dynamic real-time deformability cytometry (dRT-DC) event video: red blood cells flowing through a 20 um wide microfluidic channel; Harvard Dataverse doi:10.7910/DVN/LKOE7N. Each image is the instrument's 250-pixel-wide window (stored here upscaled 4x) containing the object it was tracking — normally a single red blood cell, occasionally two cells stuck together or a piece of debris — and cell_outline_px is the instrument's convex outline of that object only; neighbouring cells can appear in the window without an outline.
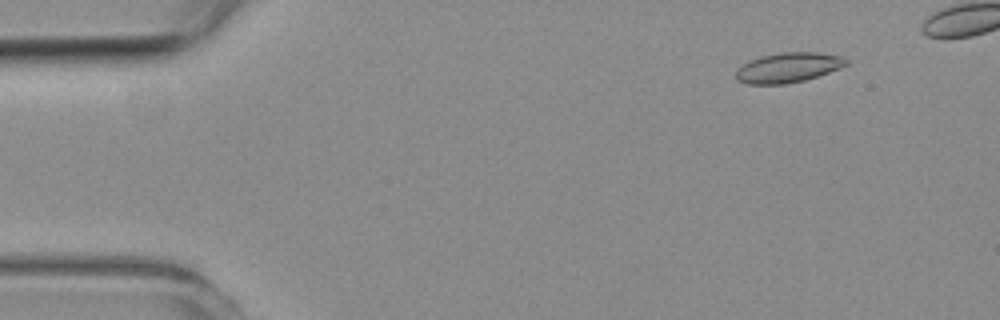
{"species": "common noctule bat (a hibernating species)", "species_latin": "Nyctalus noctula", "temperature_condition": "room temperature", "stored_images_in_passage": 34, "camera_frame_rate_fps": 3000, "um_per_image_px": 0.085, "animal": {"sex": "female", "body_mass_g": 19.3, "forearm_length_mm": 54.1}, "frame": {"image": 1, "passage_image": 1, "time_ms": 0.0, "image_size_px": [1000, 320], "cell_outline_px": [[848, 64], [840, 68], [804, 80], [784, 84], [748, 84], [736, 80], [736, 72], [744, 64], [760, 56], [780, 52], [820, 52], [844, 56], [848, 60]], "centroid_in_image_um": [67.03, 5.73], "position_along_channel_um": 18.0, "area_um2": 19.13}}
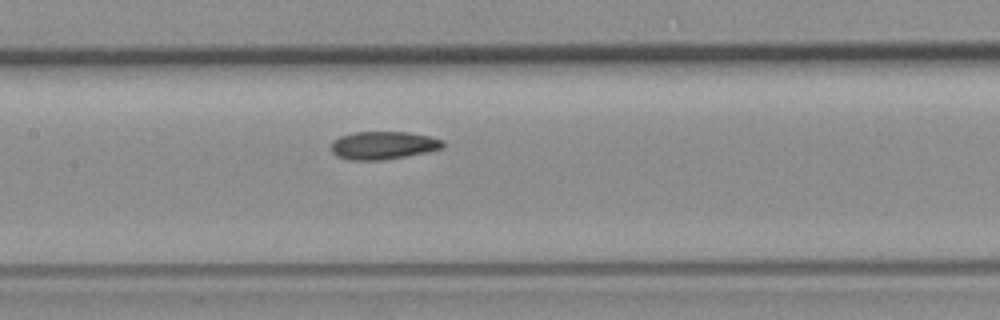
{"frame": {"image": 2, "passage_image": 21, "time_ms": 6.667, "image_size_px": [1000, 320], "cell_outline_px": [[444, 148], [404, 156], [380, 160], [348, 160], [336, 156], [332, 152], [332, 140], [340, 136], [352, 132], [408, 132], [428, 136], [440, 140], [444, 144]], "centroid_in_image_um": [32.51, 12.35], "position_along_channel_um": 174.9, "area_um2": 18.03}}
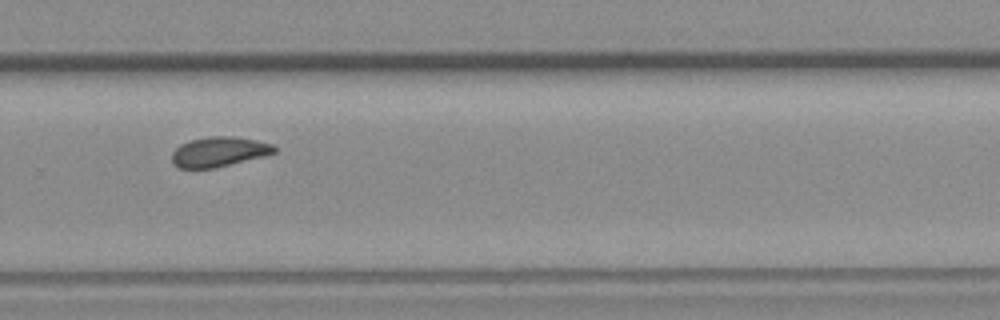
{"frame": {"image": 3, "passage_image": 32, "time_ms": 10.333, "image_size_px": [1000, 320], "cell_outline_px": [[276, 152], [216, 168], [180, 168], [172, 164], [172, 152], [180, 144], [188, 140], [208, 136], [232, 136], [256, 140], [272, 144], [276, 148]], "centroid_in_image_um": [18.56, 12.89], "position_along_channel_um": 311.2, "area_um2": 17.8}}